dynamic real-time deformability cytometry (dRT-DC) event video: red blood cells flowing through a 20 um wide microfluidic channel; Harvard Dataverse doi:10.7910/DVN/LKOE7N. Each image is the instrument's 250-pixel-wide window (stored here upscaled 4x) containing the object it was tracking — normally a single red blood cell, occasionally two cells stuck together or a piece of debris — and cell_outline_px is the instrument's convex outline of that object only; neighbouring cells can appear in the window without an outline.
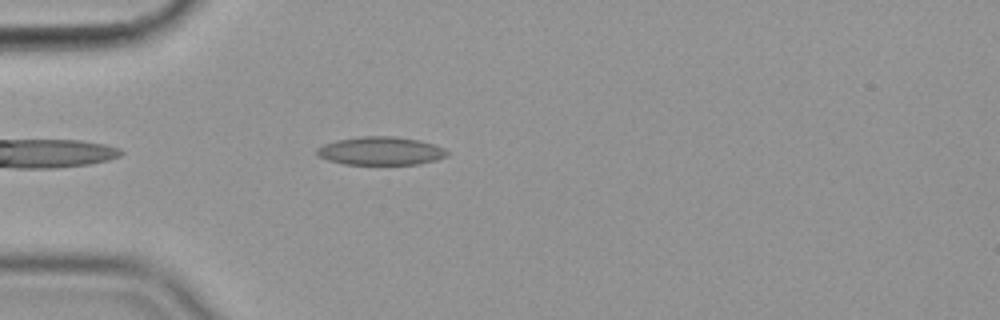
{"species": "common noctule bat (a hibernating species)", "species_latin": "Nyctalus noctula", "temperature_condition": "cold", "stored_images_in_passage": 44, "camera_frame_rate_fps": 3000, "um_per_image_px": 0.085, "animal": {"sex": "female", "body_mass_g": 19.9}, "frame": {"image": 1, "passage_image": 4, "time_ms": 1.0, "image_size_px": [1000, 320], "cell_outline_px": [[448, 156], [436, 160], [420, 164], [344, 164], [328, 160], [320, 156], [316, 152], [316, 148], [324, 144], [336, 140], [360, 136], [396, 136], [420, 140], [436, 144], [444, 148], [448, 152]], "centroid_in_image_um": [32.4, 12.82], "position_along_channel_um": 52.6, "area_um2": 21.62}}
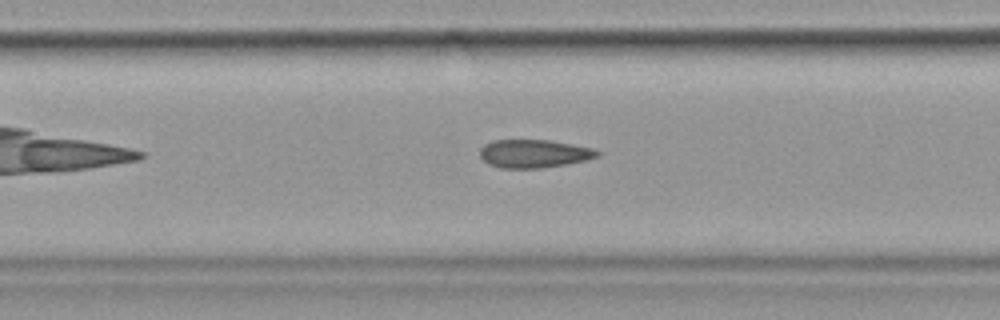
{"frame": {"image": 2, "passage_image": 14, "time_ms": 4.333, "image_size_px": [1000, 320], "cell_outline_px": [[600, 156], [568, 164], [540, 168], [500, 168], [488, 164], [480, 156], [480, 148], [484, 144], [492, 140], [552, 140], [592, 148], [600, 152]], "centroid_in_image_um": [45.37, 13.05], "position_along_channel_um": 162.0, "area_um2": 19.36}}
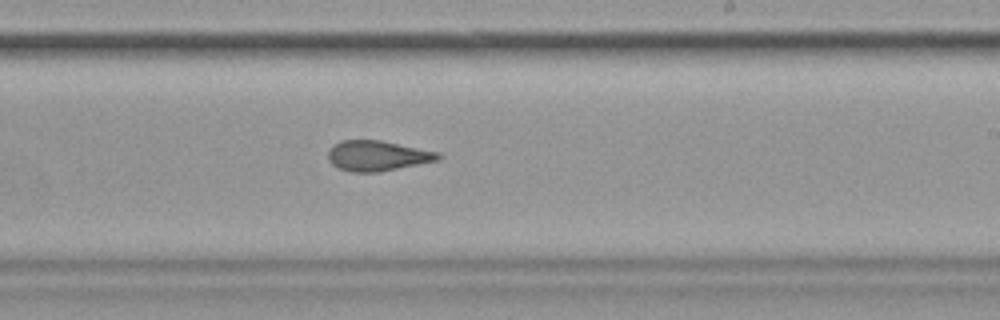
{"frame": {"image": 3, "passage_image": 22, "time_ms": 7.0, "image_size_px": [1000, 320], "cell_outline_px": [[444, 156], [440, 160], [380, 172], [352, 172], [340, 168], [332, 164], [328, 160], [328, 152], [332, 144], [340, 140], [380, 140], [440, 152]], "centroid_in_image_um": [32.11, 13.24], "position_along_channel_um": 256.9, "area_um2": 19.65}, "authors_computed_cell_mechanics": {"area_um2": 20.23, "velocity_mm_per_s": 3.588, "shape_relaxation_time_tau1_ms": null, "shape_relaxation_time_tau2_ms": 2.5935, "deformation_change_tau1": null, "deformation_change_tau2": 0.1082}}